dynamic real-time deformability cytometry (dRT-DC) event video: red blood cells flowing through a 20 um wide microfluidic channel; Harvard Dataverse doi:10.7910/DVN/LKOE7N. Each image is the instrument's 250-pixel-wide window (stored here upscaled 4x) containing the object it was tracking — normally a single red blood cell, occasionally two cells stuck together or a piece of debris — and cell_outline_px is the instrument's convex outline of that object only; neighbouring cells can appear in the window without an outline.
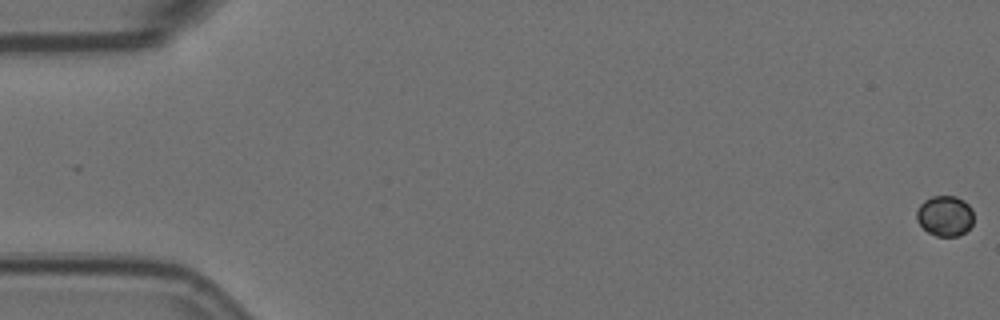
{"species": "Egyptian fruit bat (a non-hibernating species)", "species_latin": "Rousettus aegyptiacus", "temperature_condition": "room temperature", "stored_images_in_passage": 7, "camera_frame_rate_fps": 3000, "um_per_image_px": 0.085, "animal": {"sex": "female"}, "frame": {"image": 1, "passage_image": 1, "time_ms": 0.0, "image_size_px": [1000, 320], "cell_outline_px": [[972, 224], [964, 232], [956, 236], [936, 236], [928, 232], [916, 220], [916, 212], [920, 204], [924, 200], [932, 196], [956, 196], [964, 200], [972, 208]], "centroid_in_image_um": [80.3, 18.33], "position_along_channel_um": 4.7, "area_um2": 13.41}}